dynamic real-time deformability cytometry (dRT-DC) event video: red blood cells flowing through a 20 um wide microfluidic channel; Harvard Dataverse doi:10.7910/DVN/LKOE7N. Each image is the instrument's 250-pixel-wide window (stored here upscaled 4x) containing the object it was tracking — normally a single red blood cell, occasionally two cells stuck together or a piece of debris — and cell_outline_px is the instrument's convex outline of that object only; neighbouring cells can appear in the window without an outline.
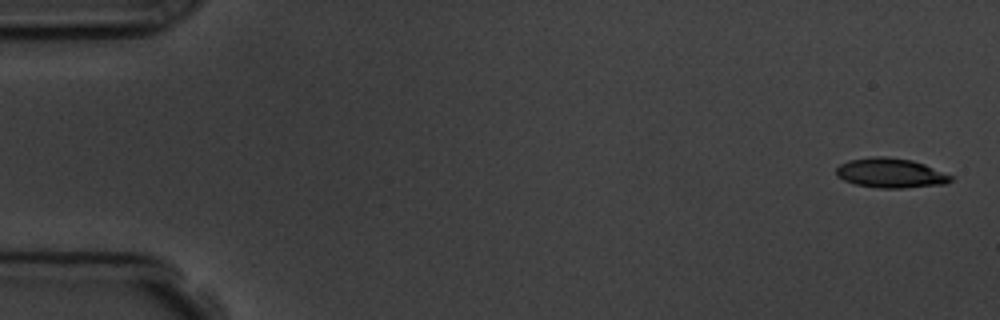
{"species": "common noctule bat (a hibernating species)", "species_latin": "Nyctalus noctula", "temperature_condition": "room temperature", "stored_images_in_passage": 2, "camera_frame_rate_fps": 3000, "um_per_image_px": 0.085, "animal": {"sex": "male", "body_mass_g": 19.5, "forearm_length_mm": 54.6}, "frame": {"image": 1, "passage_image": 1, "time_ms": 0.0, "image_size_px": [1000, 320], "cell_outline_px": [[952, 180], [948, 184], [904, 188], [880, 188], [856, 184], [844, 180], [836, 176], [836, 168], [840, 164], [848, 160], [872, 156], [884, 156], [912, 160], [924, 164], [952, 176]], "centroid_in_image_um": [75.69, 14.71], "position_along_channel_um": 9.3, "area_um2": 19.83}}